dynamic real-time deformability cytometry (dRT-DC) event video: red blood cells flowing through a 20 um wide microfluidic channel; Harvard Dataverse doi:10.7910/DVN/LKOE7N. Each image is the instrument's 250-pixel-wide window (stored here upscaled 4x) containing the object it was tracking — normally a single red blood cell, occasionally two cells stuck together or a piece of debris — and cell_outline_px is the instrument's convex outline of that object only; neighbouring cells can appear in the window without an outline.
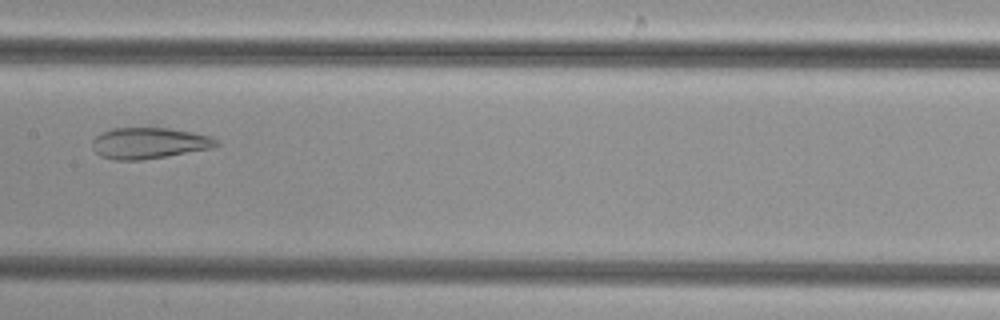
{"species": "common noctule bat (a hibernating species)", "species_latin": "Nyctalus noctula", "temperature_condition": "cold", "stored_images_in_passage": 8, "camera_frame_rate_fps": 3000, "um_per_image_px": 0.085, "animal": {"sex": "female", "body_mass_g": 29.2, "forearm_length_mm": 56.3}, "frame": {"image": 1, "passage_image": 8, "time_ms": 9.0, "image_size_px": [1000, 320], "cell_outline_px": [[220, 144], [212, 148], [140, 160], [112, 160], [100, 156], [92, 148], [92, 140], [96, 136], [112, 128], [168, 128], [192, 132], [212, 136]], "centroid_in_image_um": [12.65, 12.16], "position_along_channel_um": 194.8, "area_um2": 22.37}}